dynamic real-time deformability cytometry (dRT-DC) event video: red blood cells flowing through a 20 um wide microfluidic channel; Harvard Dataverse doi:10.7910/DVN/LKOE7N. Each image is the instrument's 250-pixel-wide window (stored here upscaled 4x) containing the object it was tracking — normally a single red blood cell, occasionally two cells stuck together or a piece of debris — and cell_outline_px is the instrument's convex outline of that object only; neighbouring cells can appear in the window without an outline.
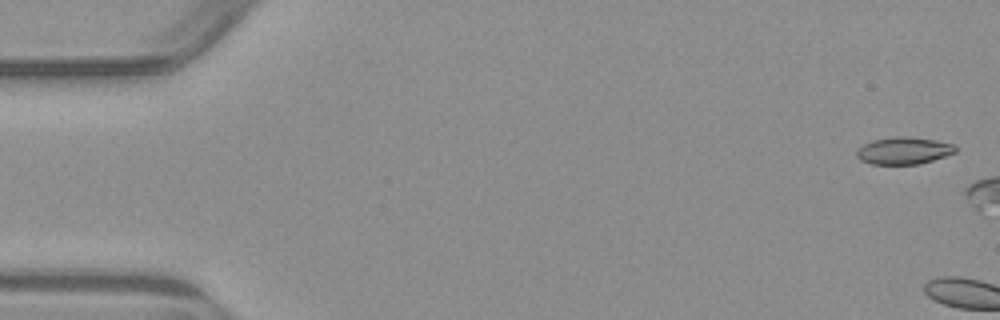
{"species": "common noctule bat (a hibernating species)", "species_latin": "Nyctalus noctula", "temperature_condition": "warm", "stored_images_in_passage": 2, "camera_frame_rate_fps": 3000, "um_per_image_px": 0.085, "animal": {"sex": "male", "body_mass_g": 23.1, "forearm_length_mm": 52.7}, "frame": {"image": 1, "passage_image": 1, "time_ms": 0.0, "image_size_px": [1000, 320], "cell_outline_px": [[956, 152], [920, 164], [872, 164], [860, 160], [856, 156], [856, 148], [872, 140], [892, 136], [908, 136], [936, 140], [952, 144], [956, 148]], "centroid_in_image_um": [76.77, 12.79], "position_along_channel_um": 8.2, "area_um2": 15.72}}